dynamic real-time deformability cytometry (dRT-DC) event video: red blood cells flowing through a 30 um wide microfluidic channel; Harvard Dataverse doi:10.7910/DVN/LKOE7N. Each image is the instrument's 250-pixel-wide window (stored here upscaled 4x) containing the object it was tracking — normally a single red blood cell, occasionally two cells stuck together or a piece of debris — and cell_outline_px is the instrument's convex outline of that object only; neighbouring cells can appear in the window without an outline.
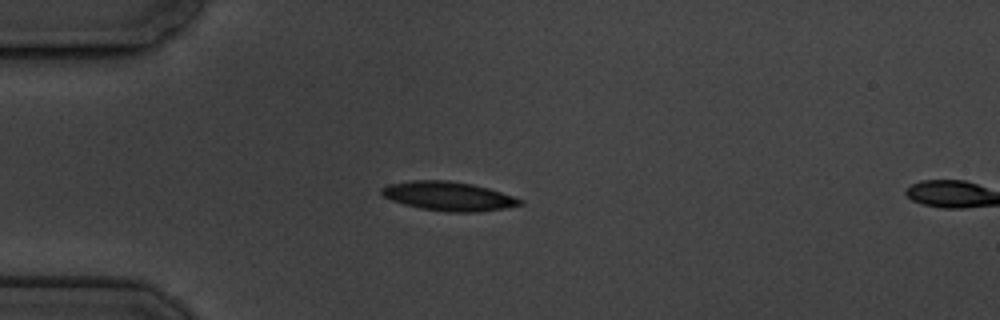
{"species": "common noctule bat (a hibernating species)", "species_latin": "Nyctalus noctula", "temperature_condition": "cold", "stored_images_in_passage": 6, "segment_of_instrument_passage": [1, 2], "camera_frame_rate_fps": 3000, "um_per_image_px": 0.085, "animal": {"sex": "male", "body_mass_g": 19.5, "forearm_length_mm": 54.6}, "frame": {"image": 1, "passage_image": 5, "time_ms": 4.667, "image_size_px": [1000, 320], "cell_outline_px": [[524, 204], [508, 208], [476, 212], [448, 212], [420, 208], [404, 204], [392, 200], [384, 196], [380, 192], [380, 188], [388, 184], [412, 180], [448, 180], [472, 184], [488, 188], [524, 200]], "centroid_in_image_um": [38.13, 16.67], "position_along_channel_um": 46.9, "area_um2": 23.47}}